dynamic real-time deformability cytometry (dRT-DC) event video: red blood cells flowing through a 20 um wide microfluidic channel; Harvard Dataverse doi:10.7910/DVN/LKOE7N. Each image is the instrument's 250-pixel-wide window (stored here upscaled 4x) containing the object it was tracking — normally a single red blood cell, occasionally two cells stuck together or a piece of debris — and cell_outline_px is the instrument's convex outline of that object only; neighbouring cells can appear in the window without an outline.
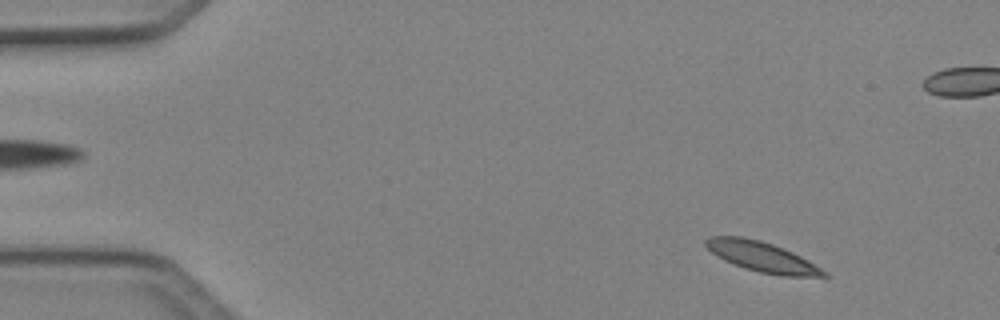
{"species": "Egyptian fruit bat (a non-hibernating species)", "species_latin": "Rousettus aegyptiacus", "temperature_condition": "cold", "stored_images_in_passage": 5, "camera_frame_rate_fps": 3000, "um_per_image_px": 0.085, "animal": {"sex": "female"}, "frame": {"image": 1, "passage_image": 1, "time_ms": 0.0, "image_size_px": [1000, 320], "cell_outline_px": [[828, 276], [780, 276], [760, 272], [744, 268], [724, 260], [716, 256], [704, 244], [704, 240], [708, 236], [740, 236], [760, 240], [772, 244], [792, 252], [808, 260], [828, 272]], "centroid_in_image_um": [64.75, 21.82], "position_along_channel_um": 20.3, "area_um2": 20.58}}